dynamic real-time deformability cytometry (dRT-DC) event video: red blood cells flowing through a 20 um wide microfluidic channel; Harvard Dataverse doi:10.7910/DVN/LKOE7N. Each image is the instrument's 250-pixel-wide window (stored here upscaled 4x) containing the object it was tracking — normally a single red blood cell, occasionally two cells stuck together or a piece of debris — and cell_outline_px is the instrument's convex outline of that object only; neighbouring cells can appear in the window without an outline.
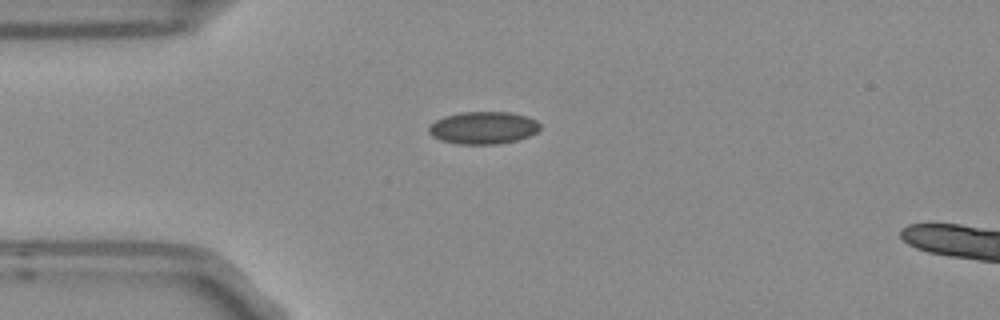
{"species": "Egyptian fruit bat (a non-hibernating species)", "species_latin": "Rousettus aegyptiacus", "temperature_condition": "room temperature", "stored_images_in_passage": 5, "camera_frame_rate_fps": 3000, "um_per_image_px": 0.085, "frame": {"image": 1, "passage_image": 2, "time_ms": 0.333, "image_size_px": [1000, 320], "cell_outline_px": [[540, 128], [536, 132], [528, 136], [516, 140], [496, 144], [456, 144], [440, 140], [432, 136], [428, 132], [428, 128], [436, 120], [444, 116], [460, 112], [508, 112], [528, 116], [536, 120], [540, 124]], "centroid_in_image_um": [41.06, 10.86], "position_along_channel_um": 43.9, "area_um2": 21.04}}
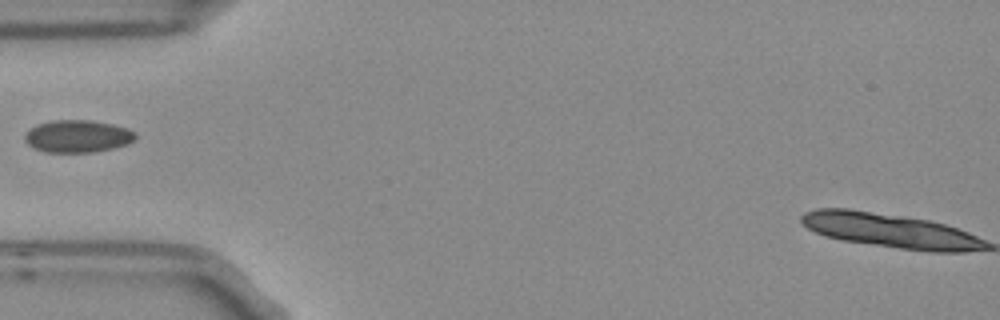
{"frame": {"image": 2, "passage_image": 3, "time_ms": 0.667, "image_size_px": [1000, 320], "cell_outline_px": [[136, 136], [128, 144], [112, 148], [92, 152], [48, 152], [36, 148], [28, 144], [24, 140], [24, 136], [36, 124], [52, 120], [92, 120], [112, 124], [128, 128], [136, 132]], "centroid_in_image_um": [6.61, 11.57], "position_along_channel_um": 78.4, "area_um2": 20.75}}